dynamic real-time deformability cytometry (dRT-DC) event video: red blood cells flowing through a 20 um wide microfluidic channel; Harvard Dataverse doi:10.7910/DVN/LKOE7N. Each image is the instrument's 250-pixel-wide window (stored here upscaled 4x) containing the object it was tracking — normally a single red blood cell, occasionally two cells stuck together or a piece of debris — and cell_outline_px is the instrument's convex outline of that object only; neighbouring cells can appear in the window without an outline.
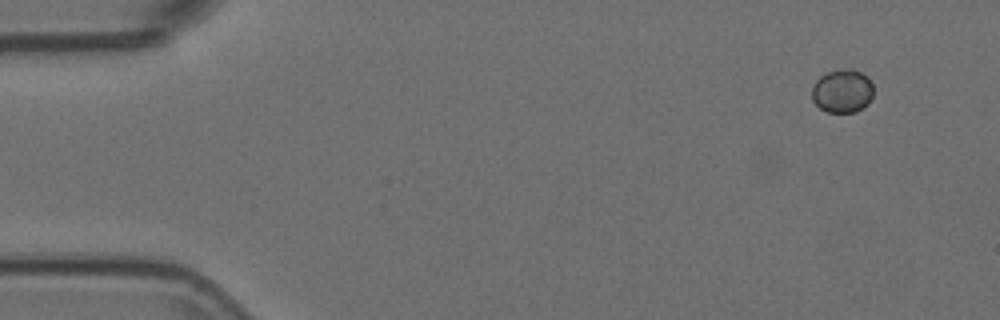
{"species": "Egyptian fruit bat (a non-hibernating species)", "species_latin": "Rousettus aegyptiacus", "temperature_condition": "room temperature", "stored_images_in_passage": 5, "segment_of_instrument_passage": [2, 2], "camera_frame_rate_fps": 3000, "um_per_image_px": 0.085, "animal": {"sex": "female"}, "frame": {"image": 1, "passage_image": 5, "time_ms": 1.333, "image_size_px": [1000, 320], "cell_outline_px": [[872, 96], [868, 104], [856, 112], [828, 112], [820, 108], [812, 100], [812, 84], [820, 76], [828, 72], [844, 68], [852, 68], [868, 76], [872, 84]], "centroid_in_image_um": [71.59, 7.73], "position_along_channel_um": 13.4, "area_um2": 15.72}}